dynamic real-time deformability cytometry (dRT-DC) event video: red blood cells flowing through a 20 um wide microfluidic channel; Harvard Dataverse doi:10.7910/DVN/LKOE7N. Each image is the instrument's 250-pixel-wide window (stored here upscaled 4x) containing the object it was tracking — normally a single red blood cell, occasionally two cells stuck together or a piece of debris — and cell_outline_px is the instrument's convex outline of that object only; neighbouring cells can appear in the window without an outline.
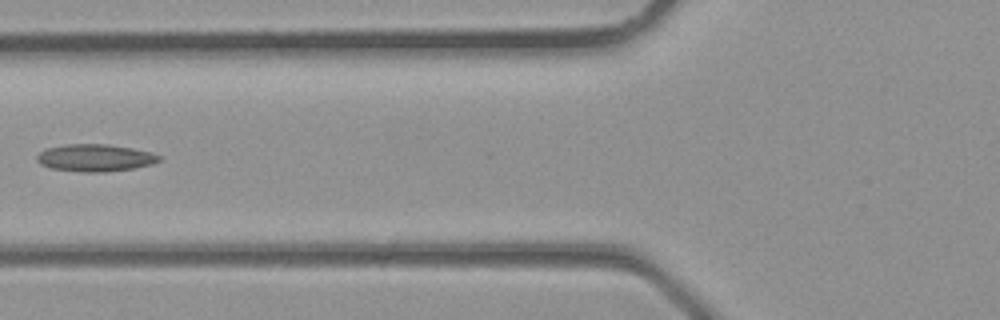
{"species": "common noctule bat (a hibernating species)", "species_latin": "Nyctalus noctula", "temperature_condition": "room temperature", "stored_images_in_passage": 5, "camera_frame_rate_fps": 3000, "um_per_image_px": 0.085, "animal": {"sex": "male", "body_mass_g": 23.1, "forearm_length_mm": 52.7}, "frame": {"image": 1, "passage_image": 5, "time_ms": 1.333, "image_size_px": [1000, 320], "cell_outline_px": [[160, 160], [152, 164], [132, 168], [104, 172], [84, 172], [52, 168], [40, 164], [36, 160], [36, 156], [44, 148], [64, 144], [108, 144], [132, 148], [152, 152], [160, 156]], "centroid_in_image_um": [8.06, 13.4], "position_along_channel_um": 117.7, "area_um2": 19.42}}